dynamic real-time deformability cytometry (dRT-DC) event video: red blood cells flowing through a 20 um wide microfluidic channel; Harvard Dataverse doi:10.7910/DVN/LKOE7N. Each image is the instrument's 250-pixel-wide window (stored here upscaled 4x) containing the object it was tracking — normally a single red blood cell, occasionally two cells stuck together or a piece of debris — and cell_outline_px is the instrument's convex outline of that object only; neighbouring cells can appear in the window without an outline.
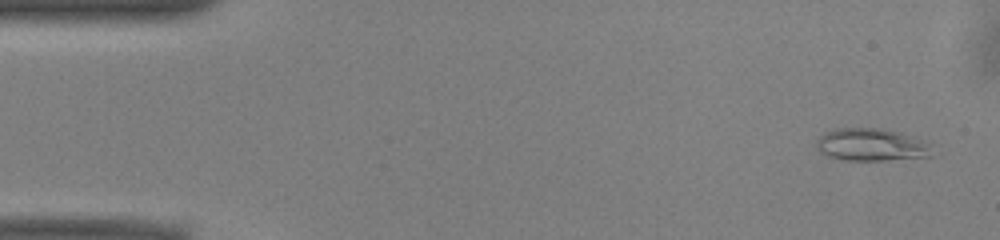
{"species": "common noctule bat (a hibernating species)", "species_latin": "Nyctalus noctula", "temperature_condition": "warm", "stored_images_in_passage": 48, "camera_frame_rate_fps": 3000, "um_per_image_px": 0.085, "animal": {"sex": "male", "body_mass_g": 13.0, "forearm_length_mm": 53.1}, "frame": {"image": 1, "passage_image": 2, "time_ms": 0.333, "image_size_px": [1000, 240], "cell_outline_px": [[932, 156], [888, 160], [840, 160], [828, 156], [820, 152], [816, 148], [816, 140], [824, 132], [836, 128], [880, 128], [900, 132], [916, 136], [932, 144]], "centroid_in_image_um": [74.09, 12.3], "position_along_channel_um": 10.9, "area_um2": 22.37}}
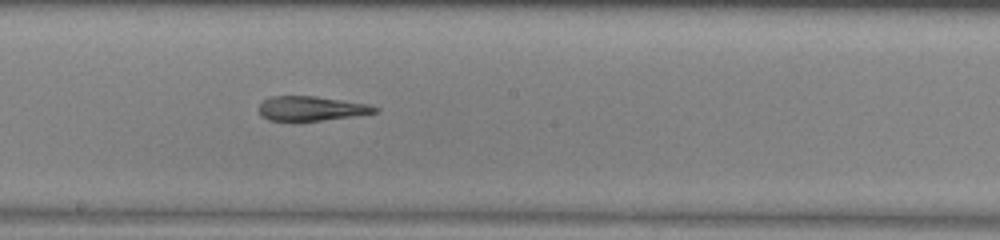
{"frame": {"image": 2, "passage_image": 27, "time_ms": 8.667, "image_size_px": [1000, 240], "cell_outline_px": [[380, 112], [352, 116], [320, 120], [268, 120], [260, 116], [260, 104], [264, 100], [272, 96], [316, 96], [368, 104], [380, 108]], "centroid_in_image_um": [26.48, 9.21], "position_along_channel_um": 221.7, "area_um2": 16.36}}
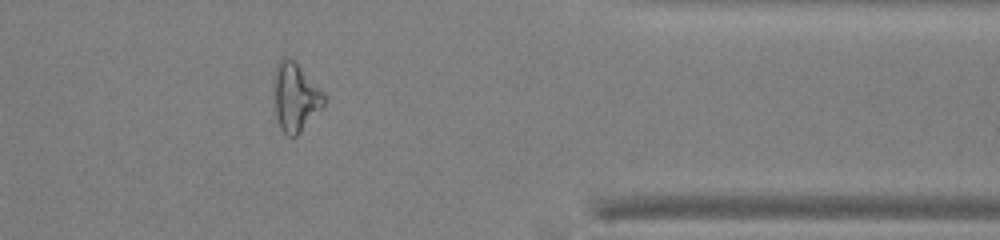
{"frame": {"image": 3, "passage_image": 41, "time_ms": 13.333, "image_size_px": [1000, 240], "cell_outline_px": [[324, 104], [300, 132], [296, 136], [288, 136], [280, 128], [276, 116], [272, 84], [272, 76], [276, 64], [284, 56], [288, 56], [324, 92]], "centroid_in_image_um": [25.04, 8.23], "position_along_channel_um": 386.4, "area_um2": 19.88}, "authors_computed_cell_mechanics": {"area_um2": 19.4786, "velocity_mm_per_s": 3.9701, "shape_relaxation_time_tau1_ms": 8.8731, "shape_relaxation_time_tau2_ms": 3.4651, "deformation_change_tau1": 0.2778, "deformation_change_tau2": 0.1624}}